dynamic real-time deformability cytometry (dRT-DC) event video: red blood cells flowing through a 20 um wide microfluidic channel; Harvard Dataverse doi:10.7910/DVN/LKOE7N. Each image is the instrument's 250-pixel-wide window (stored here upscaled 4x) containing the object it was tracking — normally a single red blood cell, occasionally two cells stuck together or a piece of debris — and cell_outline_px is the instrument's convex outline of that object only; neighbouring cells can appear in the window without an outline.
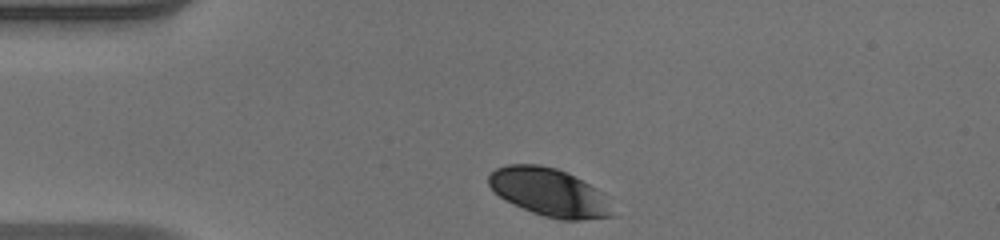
{"species": "human", "species_latin": "Homo sapiens", "temperature_condition": "warm", "stored_images_in_passage": 31, "camera_frame_rate_fps": 3000, "um_per_image_px": 0.085, "donor": {"sex": "male"}, "frame": {"image": 1, "passage_image": 1, "time_ms": 0.0, "image_size_px": [1000, 240], "cell_outline_px": [[612, 216], [580, 220], [560, 220], [544, 216], [532, 212], [500, 196], [488, 184], [488, 176], [496, 168], [508, 164], [540, 164], [556, 168], [568, 172], [604, 192], [608, 196]], "centroid_in_image_um": [46.72, 16.33], "position_along_channel_um": 38.3, "area_um2": 34.51}}
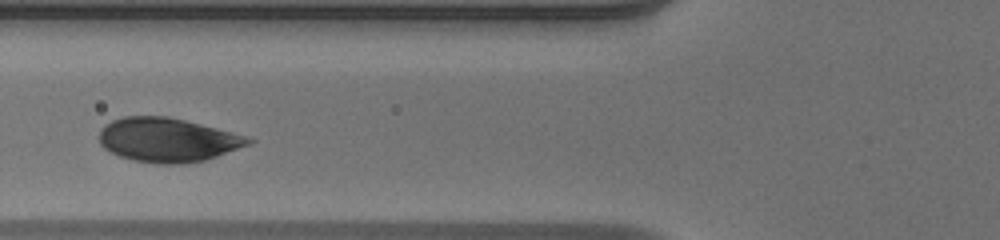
{"frame": {"image": 2, "passage_image": 9, "time_ms": 2.667, "image_size_px": [1000, 240], "cell_outline_px": [[256, 140], [252, 144], [204, 160], [180, 164], [160, 164], [132, 160], [120, 156], [104, 148], [100, 144], [100, 128], [104, 124], [112, 120], [124, 116], [168, 116], [216, 128], [244, 136]], "centroid_in_image_um": [14.22, 11.89], "position_along_channel_um": 111.6, "area_um2": 38.09}}
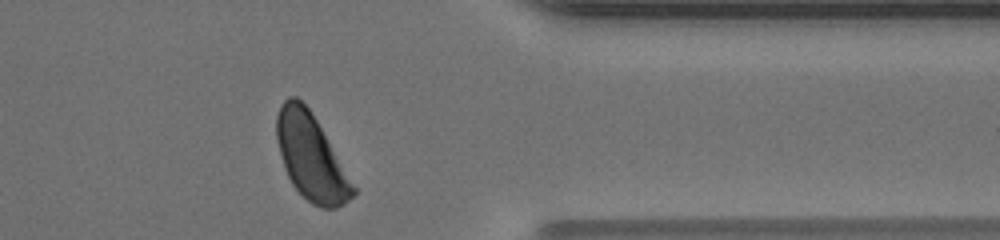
{"frame": {"image": 3, "passage_image": 30, "time_ms": 9.667, "image_size_px": [1000, 240], "cell_outline_px": [[356, 192], [344, 204], [336, 208], [320, 208], [312, 204], [292, 184], [284, 168], [276, 140], [276, 116], [280, 104], [288, 96], [296, 96], [308, 108], [316, 120], [356, 188]], "centroid_in_image_um": [26.4, 13.35], "position_along_channel_um": 385.0, "area_um2": 37.69}, "authors_computed_cell_mechanics": {"area_um2": 38.0902, "velocity_mm_per_s": 4.0906, "shape_relaxation_time_tau1_ms": 1.7417, "shape_relaxation_time_tau2_ms": null, "deformation_change_tau1": 0.0986, "deformation_change_tau2": null}}